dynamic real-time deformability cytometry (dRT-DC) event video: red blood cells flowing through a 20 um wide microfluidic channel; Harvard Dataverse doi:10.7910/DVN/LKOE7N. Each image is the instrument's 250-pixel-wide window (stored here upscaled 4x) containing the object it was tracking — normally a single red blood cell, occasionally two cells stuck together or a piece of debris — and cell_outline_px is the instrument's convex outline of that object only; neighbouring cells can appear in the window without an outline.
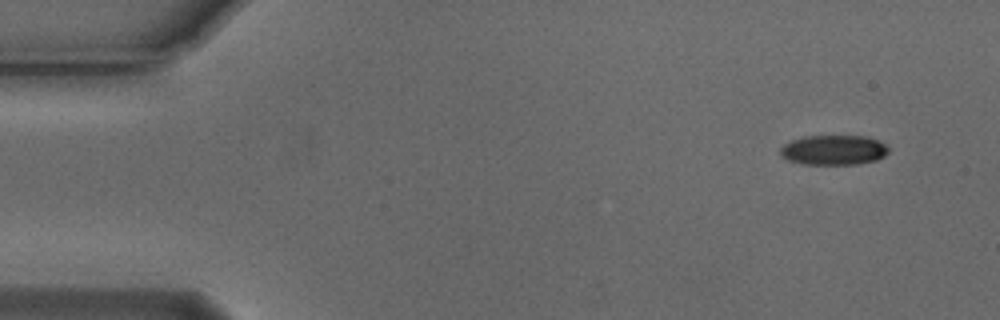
{"species": "Egyptian fruit bat (a non-hibernating species)", "species_latin": "Rousettus aegyptiacus", "temperature_condition": "cold", "stored_images_in_passage": 6, "camera_frame_rate_fps": 3000, "um_per_image_px": 0.085, "animal": {"sex": "male"}, "frame": {"image": 1, "passage_image": 1, "time_ms": 0.0, "image_size_px": [1000, 320], "cell_outline_px": [[888, 152], [884, 156], [876, 160], [856, 164], [804, 164], [788, 160], [780, 156], [780, 148], [784, 144], [792, 140], [804, 136], [868, 136], [884, 144], [888, 148]], "centroid_in_image_um": [70.83, 12.75], "position_along_channel_um": 14.2, "area_um2": 18.79}}
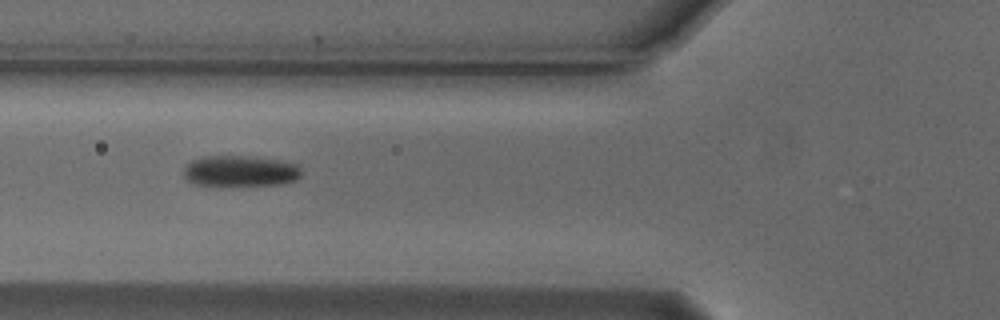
{"frame": {"image": 2, "passage_image": 5, "time_ms": 1.333, "image_size_px": [1000, 320], "cell_outline_px": [[300, 176], [296, 180], [280, 184], [192, 184], [184, 176], [184, 168], [192, 160], [200, 156], [244, 156], [280, 160], [296, 164], [300, 168]], "centroid_in_image_um": [20.41, 14.51], "position_along_channel_um": 105.4, "area_um2": 20.75}}
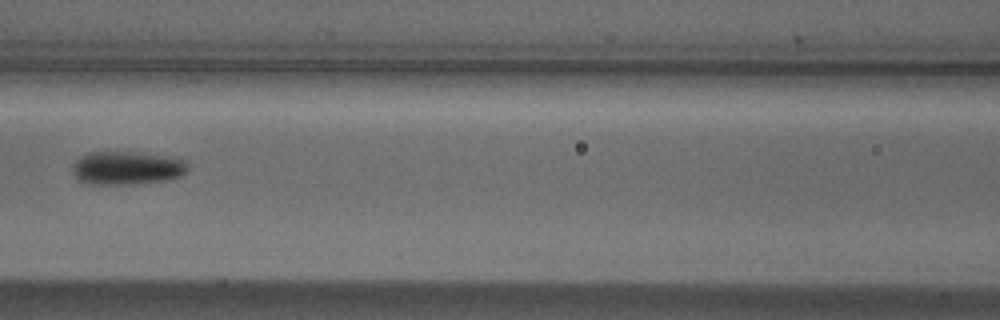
{"frame": {"image": 3, "passage_image": 6, "time_ms": 1.667, "image_size_px": [1000, 320], "cell_outline_px": [[188, 168], [180, 176], [168, 180], [132, 184], [92, 184], [80, 180], [72, 172], [72, 164], [80, 156], [88, 152], [136, 152], [180, 156], [188, 164]], "centroid_in_image_um": [10.83, 14.25], "position_along_channel_um": 155.8, "area_um2": 22.77}}